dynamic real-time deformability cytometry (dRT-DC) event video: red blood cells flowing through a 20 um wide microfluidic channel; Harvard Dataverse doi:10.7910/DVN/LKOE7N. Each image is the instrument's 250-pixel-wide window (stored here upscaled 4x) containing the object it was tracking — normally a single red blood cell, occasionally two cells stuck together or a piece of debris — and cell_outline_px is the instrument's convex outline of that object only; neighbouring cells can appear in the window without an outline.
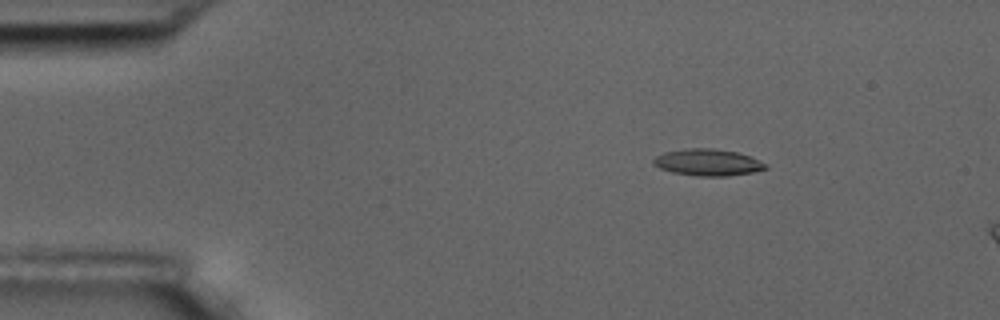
{"species": "common noctule bat (a hibernating species)", "species_latin": "Nyctalus noctula", "temperature_condition": "room temperature", "stored_images_in_passage": 3, "camera_frame_rate_fps": 3000, "um_per_image_px": 0.085, "animal": {"sex": "male", "body_mass_g": 17.5, "forearm_length_mm": 52.3}, "frame": {"image": 1, "passage_image": 1, "time_ms": 0.0, "image_size_px": [1000, 320], "cell_outline_px": [[768, 168], [752, 172], [728, 176], [696, 176], [672, 172], [660, 168], [652, 164], [652, 160], [656, 156], [664, 152], [684, 148], [712, 148], [736, 152], [748, 156], [768, 164]], "centroid_in_image_um": [60.13, 13.8], "position_along_channel_um": 24.9, "area_um2": 17.46}}